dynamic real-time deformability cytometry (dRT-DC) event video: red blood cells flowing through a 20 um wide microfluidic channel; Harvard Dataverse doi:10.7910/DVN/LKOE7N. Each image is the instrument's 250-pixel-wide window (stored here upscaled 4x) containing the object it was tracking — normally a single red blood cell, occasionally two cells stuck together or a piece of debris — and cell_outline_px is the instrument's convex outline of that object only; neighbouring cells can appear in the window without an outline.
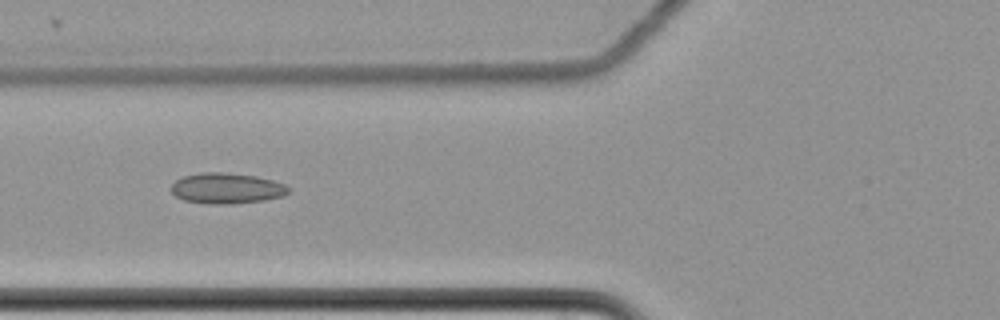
{"species": "common noctule bat (a hibernating species)", "species_latin": "Nyctalus noctula", "temperature_condition": "cold", "stored_images_in_passage": 5, "camera_frame_rate_fps": 3000, "um_per_image_px": 0.085, "animal": {"sex": "female", "body_mass_g": 22.7, "forearm_length_mm": 54.2}, "frame": {"image": 1, "passage_image": 5, "time_ms": 1.333, "image_size_px": [1000, 320], "cell_outline_px": [[292, 188], [284, 196], [264, 200], [232, 204], [208, 204], [184, 200], [176, 196], [168, 188], [176, 180], [184, 176], [200, 172], [224, 172], [256, 176], [272, 180], [284, 184]], "centroid_in_image_um": [19.26, 16.0], "position_along_channel_um": 106.5, "area_um2": 21.15}}